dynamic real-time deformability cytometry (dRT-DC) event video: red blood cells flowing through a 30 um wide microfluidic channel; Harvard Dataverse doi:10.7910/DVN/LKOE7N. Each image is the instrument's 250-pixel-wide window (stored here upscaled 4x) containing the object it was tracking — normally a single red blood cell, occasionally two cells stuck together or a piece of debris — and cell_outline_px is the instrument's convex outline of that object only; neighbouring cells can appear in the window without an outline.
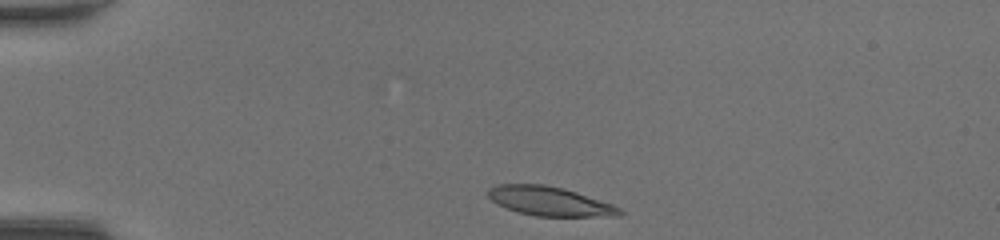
{"species": "common noctule bat (a hibernating species)", "species_latin": "Nyctalus noctula", "temperature_condition": "room temperature", "stored_images_in_passage": 38, "camera_frame_rate_fps": 3000, "um_per_image_px": 0.085, "animal": {"sex": "female", "body_mass_g": 20.0, "forearm_length_mm": 54.0}, "frame": {"image": 1, "passage_image": 1, "time_ms": 0.0, "image_size_px": [1000, 240], "cell_outline_px": [[624, 212], [620, 216], [536, 216], [520, 212], [496, 204], [488, 196], [488, 188], [496, 184], [544, 184], [564, 188], [612, 204], [620, 208]], "centroid_in_image_um": [46.72, 17.09], "position_along_channel_um": 38.3, "area_um2": 22.25}}
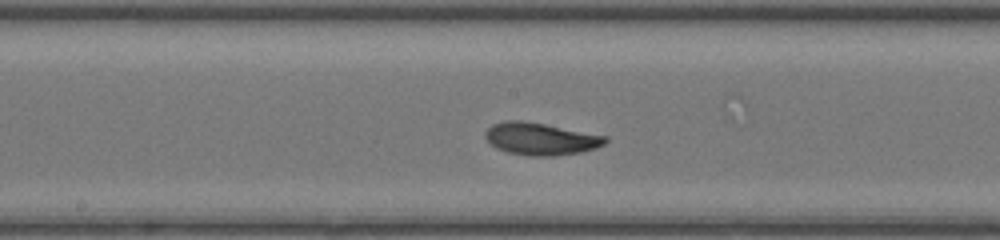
{"frame": {"image": 2, "passage_image": 16, "time_ms": 5.0, "image_size_px": [1000, 240], "cell_outline_px": [[608, 140], [604, 144], [596, 148], [580, 152], [556, 156], [528, 156], [508, 152], [496, 148], [484, 136], [484, 132], [492, 124], [504, 120], [520, 120], [544, 124], [608, 136]], "centroid_in_image_um": [45.95, 11.8], "position_along_channel_um": 202.2, "area_um2": 22.6}}
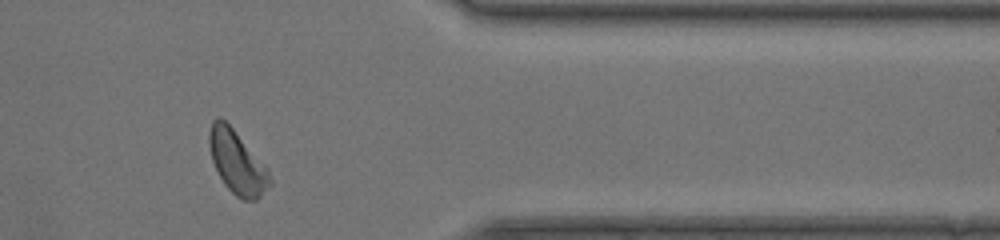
{"frame": {"image": 3, "passage_image": 30, "time_ms": 9.667, "image_size_px": [1000, 240], "cell_outline_px": [[272, 184], [256, 200], [244, 200], [236, 196], [224, 184], [212, 160], [208, 144], [208, 132], [212, 120], [216, 116], [220, 116], [232, 128], [268, 168], [272, 180]], "centroid_in_image_um": [20.15, 13.78], "position_along_channel_um": 391.3, "area_um2": 22.25}, "authors_computed_cell_mechanics": {"area_um2": 22.253, "velocity_mm_per_s": 4.3415, "shape_relaxation_time_tau1_ms": 2.5891, "shape_relaxation_time_tau2_ms": 1.5972, "deformation_change_tau1": 0.1355, "deformation_change_tau2": 0.0662}}